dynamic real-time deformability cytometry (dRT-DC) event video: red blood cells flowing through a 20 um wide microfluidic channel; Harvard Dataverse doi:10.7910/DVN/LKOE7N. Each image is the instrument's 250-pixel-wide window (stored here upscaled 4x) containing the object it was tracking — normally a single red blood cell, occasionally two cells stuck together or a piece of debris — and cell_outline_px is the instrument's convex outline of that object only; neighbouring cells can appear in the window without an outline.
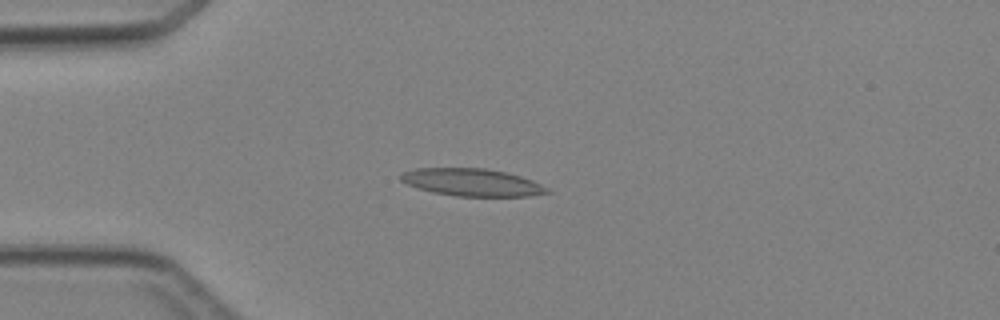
{"species": "Egyptian fruit bat (a non-hibernating species)", "species_latin": "Rousettus aegyptiacus", "temperature_condition": "cold", "stored_images_in_passage": 4, "camera_frame_rate_fps": 3000, "um_per_image_px": 0.085, "animal": {"sex": "female"}, "frame": {"image": 1, "passage_image": 4, "time_ms": 3.333, "image_size_px": [1000, 320], "cell_outline_px": [[552, 192], [528, 196], [456, 196], [432, 192], [408, 184], [400, 180], [400, 176], [404, 172], [416, 168], [484, 168], [504, 172], [520, 176], [532, 180], [548, 188]], "centroid_in_image_um": [40.13, 15.5], "position_along_channel_um": 44.9, "area_um2": 23.18}}